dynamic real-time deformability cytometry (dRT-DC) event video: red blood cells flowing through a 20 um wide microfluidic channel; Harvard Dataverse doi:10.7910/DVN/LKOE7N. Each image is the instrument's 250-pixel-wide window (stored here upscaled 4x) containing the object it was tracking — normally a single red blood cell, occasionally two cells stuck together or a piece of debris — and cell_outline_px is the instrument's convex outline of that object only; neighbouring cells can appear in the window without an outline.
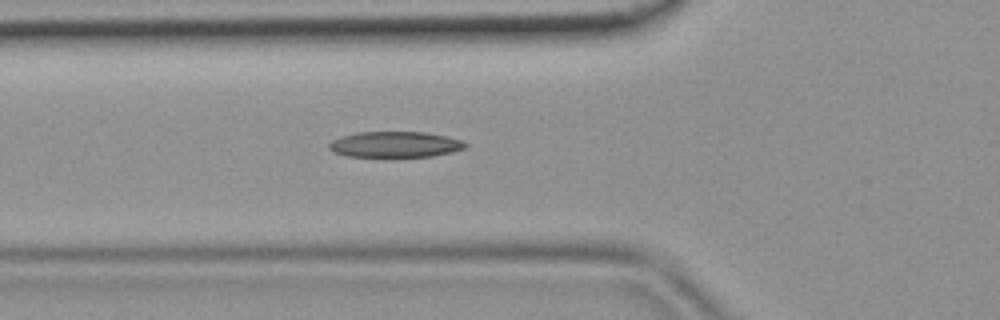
{"species": "common noctule bat (a hibernating species)", "species_latin": "Nyctalus noctula", "temperature_condition": "room temperature", "stored_images_in_passage": 45, "camera_frame_rate_fps": 3000, "um_per_image_px": 0.085, "animal": {"sex": "female", "body_mass_g": 19.9}, "frame": {"image": 1, "passage_image": 16, "time_ms": 5.0, "image_size_px": [1000, 320], "cell_outline_px": [[468, 144], [464, 148], [452, 152], [432, 156], [348, 156], [336, 152], [328, 148], [328, 144], [332, 140], [340, 136], [356, 132], [424, 132], [448, 136], [464, 140]], "centroid_in_image_um": [33.61, 12.26], "position_along_channel_um": 92.2, "area_um2": 20.46}}
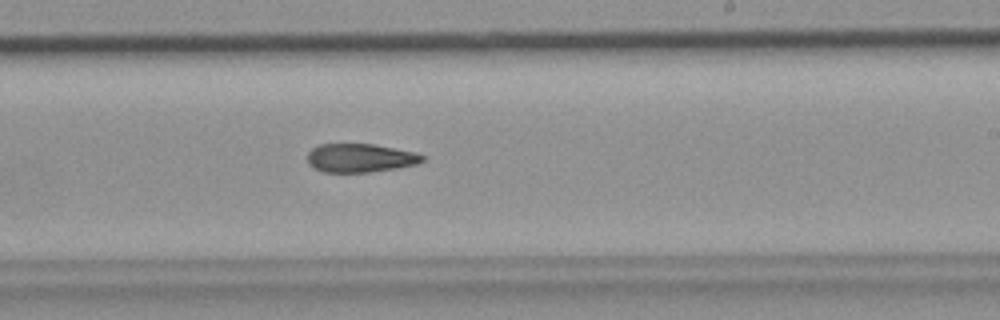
{"frame": {"image": 2, "passage_image": 27, "time_ms": 8.667, "image_size_px": [1000, 320], "cell_outline_px": [[424, 160], [416, 164], [396, 168], [368, 172], [324, 172], [312, 168], [308, 164], [308, 152], [312, 148], [320, 144], [372, 144], [416, 152], [424, 156]], "centroid_in_image_um": [30.59, 13.43], "position_along_channel_um": 258.4, "area_um2": 19.13}}
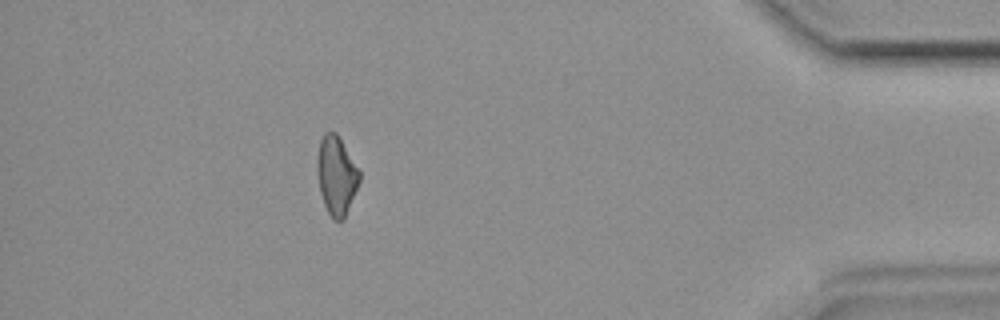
{"frame": {"image": 3, "passage_image": 40, "time_ms": 13.0, "image_size_px": [1000, 320], "cell_outline_px": [[360, 180], [344, 220], [332, 220], [324, 204], [320, 192], [316, 172], [316, 160], [320, 140], [324, 132], [336, 132], [360, 172]], "centroid_in_image_um": [28.57, 14.93], "position_along_channel_um": 406.6, "area_um2": 19.36}}